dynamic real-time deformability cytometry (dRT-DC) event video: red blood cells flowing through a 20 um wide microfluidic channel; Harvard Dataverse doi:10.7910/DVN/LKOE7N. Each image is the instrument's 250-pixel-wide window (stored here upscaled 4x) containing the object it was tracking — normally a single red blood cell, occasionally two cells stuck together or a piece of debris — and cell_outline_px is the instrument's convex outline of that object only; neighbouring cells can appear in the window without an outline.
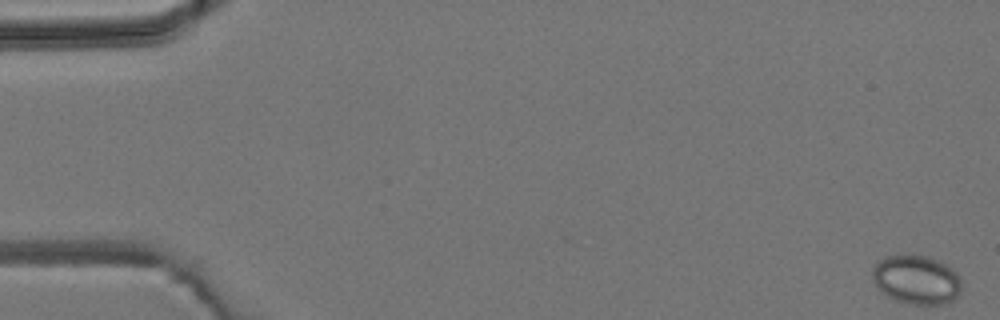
{"species": "common noctule bat (a hibernating species)", "species_latin": "Nyctalus noctula", "temperature_condition": "room temperature", "stored_images_in_passage": 6, "camera_frame_rate_fps": 3000, "um_per_image_px": 0.085, "animal": {"sex": "male", "body_mass_g": 19.2, "forearm_length_mm": 51.8}, "frame": {"image": 1, "passage_image": 1, "time_ms": 0.0, "image_size_px": [1000, 320], "cell_outline_px": [[960, 292], [952, 300], [944, 304], [908, 304], [896, 300], [888, 296], [872, 280], [872, 268], [884, 256], [928, 256], [940, 260], [948, 264], [960, 276]], "centroid_in_image_um": [77.92, 23.77], "position_along_channel_um": 7.1, "area_um2": 25.32}}
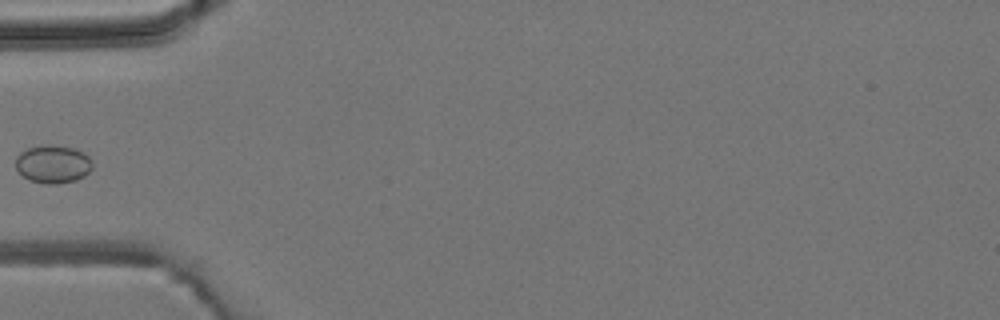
{"frame": {"image": 2, "passage_image": 5, "time_ms": 5.667, "image_size_px": [1000, 320], "cell_outline_px": [[92, 168], [84, 176], [76, 180], [56, 184], [48, 184], [28, 180], [16, 168], [16, 156], [20, 152], [28, 148], [40, 144], [52, 144], [72, 148], [84, 152], [92, 160]], "centroid_in_image_um": [4.5, 13.93], "position_along_channel_um": 80.5, "area_um2": 17.17}}
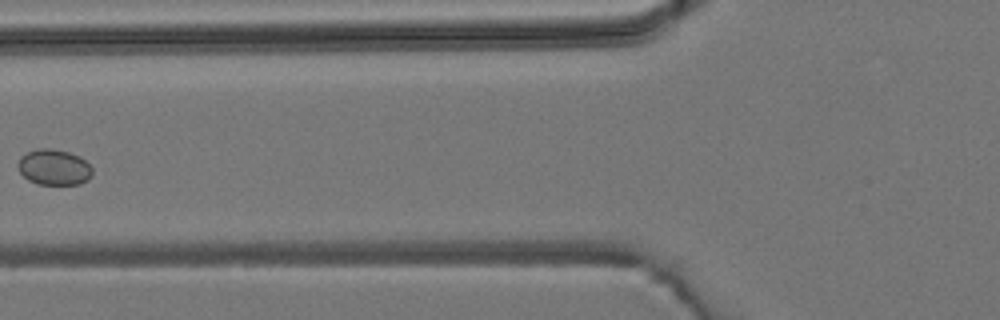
{"frame": {"image": 3, "passage_image": 6, "time_ms": 6.667, "image_size_px": [1000, 320], "cell_outline_px": [[92, 176], [88, 180], [80, 184], [36, 184], [28, 180], [20, 172], [16, 164], [20, 156], [28, 152], [40, 148], [52, 148], [68, 152], [80, 156], [92, 168]], "centroid_in_image_um": [4.58, 14.21], "position_along_channel_um": 121.2, "area_um2": 15.61}}